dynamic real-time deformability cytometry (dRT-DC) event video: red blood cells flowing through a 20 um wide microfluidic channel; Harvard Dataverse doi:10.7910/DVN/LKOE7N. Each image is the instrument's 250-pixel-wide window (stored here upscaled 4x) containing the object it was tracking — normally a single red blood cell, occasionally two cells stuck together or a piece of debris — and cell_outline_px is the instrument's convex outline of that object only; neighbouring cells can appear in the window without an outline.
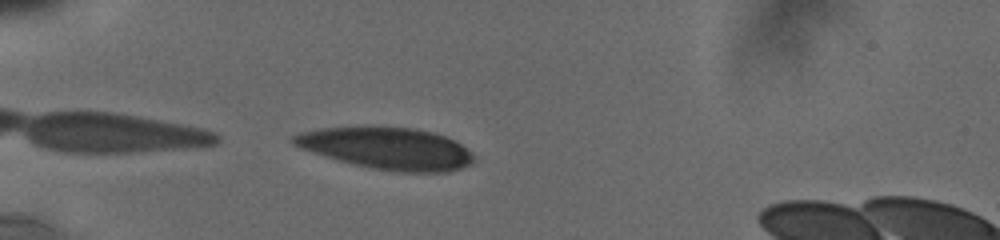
{"species": "human", "species_latin": "Homo sapiens", "temperature_condition": "cold", "stored_images_in_passage": 39, "camera_frame_rate_fps": 3000, "um_per_image_px": 0.085, "donor": {"sex": "male"}, "frame": {"image": 1, "passage_image": 1, "time_ms": 0.0, "image_size_px": [1000, 240], "cell_outline_px": [[476, 160], [472, 164], [448, 172], [396, 172], [372, 168], [352, 164], [312, 152], [300, 148], [292, 144], [292, 136], [300, 132], [320, 128], [412, 128], [432, 132], [444, 136], [460, 144], [472, 152], [476, 156]], "centroid_in_image_um": [32.93, 12.64], "position_along_channel_um": 52.1, "area_um2": 43.52}}
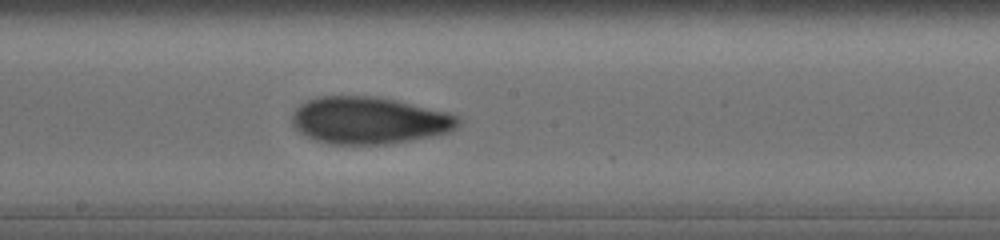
{"frame": {"image": 2, "passage_image": 16, "time_ms": 5.0, "image_size_px": [1000, 240], "cell_outline_px": [[464, 120], [452, 132], [412, 140], [388, 144], [328, 144], [304, 136], [296, 132], [292, 124], [292, 112], [300, 104], [308, 100], [320, 96], [376, 96], [448, 112], [460, 116]], "centroid_in_image_um": [31.38, 10.24], "position_along_channel_um": 216.8, "area_um2": 46.12}}
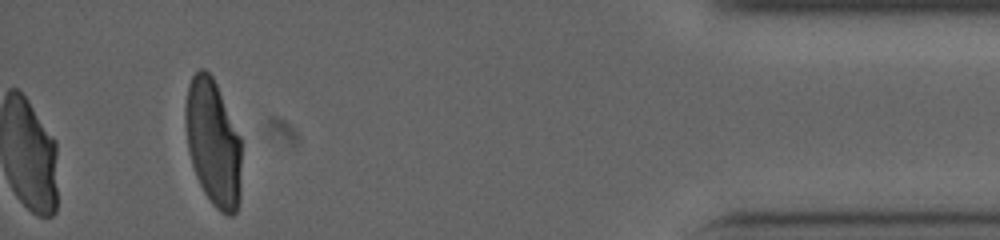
{"frame": {"image": 3, "passage_image": 36, "time_ms": 11.667, "image_size_px": [1000, 240], "cell_outline_px": [[240, 200], [236, 212], [232, 216], [228, 216], [220, 212], [212, 204], [204, 192], [196, 176], [188, 152], [184, 124], [184, 108], [188, 84], [192, 76], [200, 68], [204, 68], [212, 76], [216, 84], [240, 136]], "centroid_in_image_um": [18.09, 12.14], "position_along_channel_um": 417.1, "area_um2": 41.56}, "authors_computed_cell_mechanics": {"area_um2": 44.4482, "velocity_mm_per_s": 3.7971, "shape_relaxation_time_tau1_ms": 9.9955, "shape_relaxation_time_tau2_ms": 1.8854, "deformation_change_tau1": 0.266, "deformation_change_tau2": 0.0728}}